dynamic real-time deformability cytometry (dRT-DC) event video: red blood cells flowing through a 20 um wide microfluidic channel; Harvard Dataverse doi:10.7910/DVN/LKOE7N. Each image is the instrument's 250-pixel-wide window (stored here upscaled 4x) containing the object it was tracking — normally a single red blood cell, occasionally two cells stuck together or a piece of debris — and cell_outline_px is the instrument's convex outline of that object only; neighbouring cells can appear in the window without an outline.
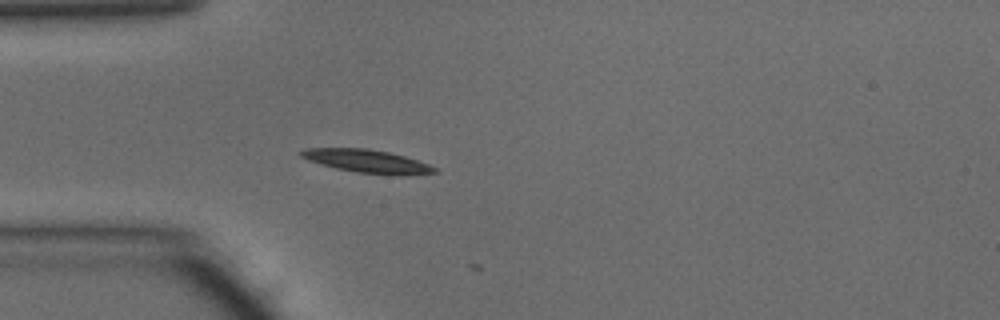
{"species": "common noctule bat (a hibernating species)", "species_latin": "Nyctalus noctula", "temperature_condition": "warm", "stored_images_in_passage": 2, "camera_frame_rate_fps": 3000, "um_per_image_px": 0.085, "animal": {"sex": "male", "body_mass_g": 15.6}, "frame": {"image": 1, "passage_image": 1, "time_ms": 0.0, "image_size_px": [1000, 320], "cell_outline_px": [[440, 172], [400, 176], [356, 172], [336, 168], [308, 160], [300, 156], [296, 152], [304, 148], [368, 148], [388, 152], [404, 156], [428, 164], [436, 168]], "centroid_in_image_um": [31.19, 13.7], "position_along_channel_um": 53.8, "area_um2": 18.09}}